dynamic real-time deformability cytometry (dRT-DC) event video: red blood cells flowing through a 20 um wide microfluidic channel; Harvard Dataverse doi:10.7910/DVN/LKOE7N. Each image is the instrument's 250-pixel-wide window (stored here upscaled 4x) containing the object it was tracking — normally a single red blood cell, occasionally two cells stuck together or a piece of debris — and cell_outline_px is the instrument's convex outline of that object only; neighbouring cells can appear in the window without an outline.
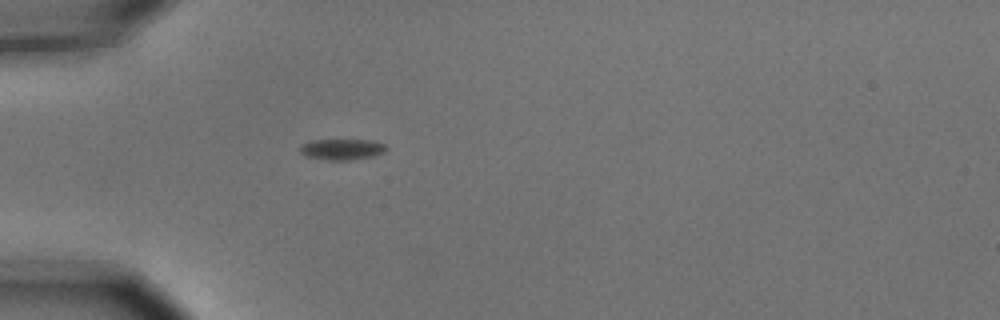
{"species": "common noctule bat (a hibernating species)", "species_latin": "Nyctalus noctula", "temperature_condition": "cold", "stored_images_in_passage": 5, "camera_frame_rate_fps": 3000, "um_per_image_px": 0.085, "animal": {"sex": "male", "body_mass_g": 15.6}, "frame": {"image": 1, "passage_image": 5, "time_ms": 1.333, "image_size_px": [1000, 320], "cell_outline_px": [[388, 148], [384, 152], [372, 156], [348, 160], [328, 160], [304, 156], [300, 152], [300, 144], [312, 140], [372, 140], [384, 144]], "centroid_in_image_um": [29.04, 12.69], "position_along_channel_um": 56.0, "area_um2": 10.52}}